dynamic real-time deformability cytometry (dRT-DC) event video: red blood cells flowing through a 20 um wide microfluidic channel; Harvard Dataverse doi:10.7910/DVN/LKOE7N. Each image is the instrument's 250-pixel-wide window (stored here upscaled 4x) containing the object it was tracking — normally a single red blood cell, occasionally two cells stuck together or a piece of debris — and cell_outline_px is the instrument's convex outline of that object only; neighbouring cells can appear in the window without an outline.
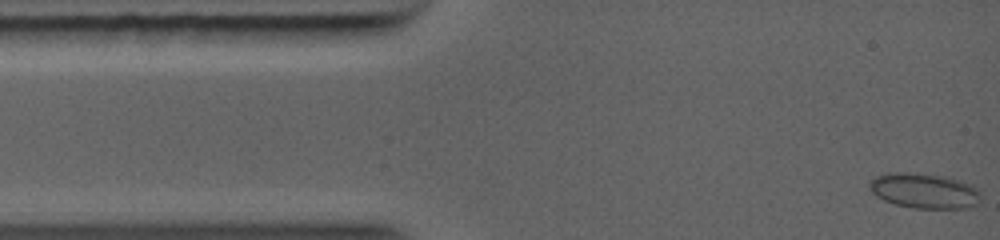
{"species": "common noctule bat (a hibernating species)", "species_latin": "Nyctalus noctula", "temperature_condition": "warm", "stored_images_in_passage": 35, "camera_frame_rate_fps": 5000, "um_per_image_px": 0.085, "animal": {"sex": "female", "body_mass_g": 19.0, "forearm_length_mm": 56.7}, "frame": {"image": 1, "passage_image": 1, "time_ms": 0.0, "image_size_px": [1000, 240], "cell_outline_px": [[972, 192], [920, 204], [900, 204], [888, 200], [880, 196], [872, 188], [872, 180], [880, 176], [924, 176], [944, 180], [960, 184], [968, 188]], "centroid_in_image_um": [77.87, 16.07], "position_along_channel_um": 7.1, "area_um2": 14.68}}
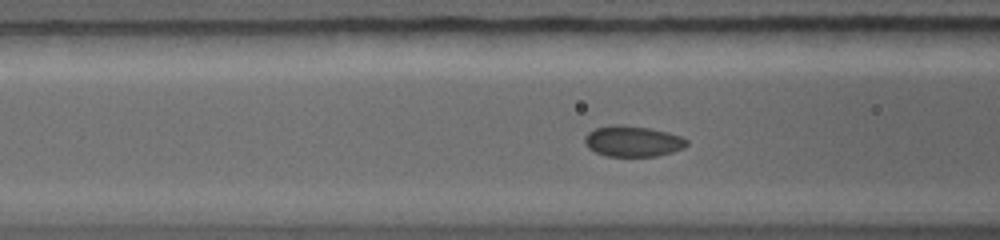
{"frame": {"image": 2, "passage_image": 25, "time_ms": 3.8, "image_size_px": [1000, 240], "cell_outline_px": [[684, 144], [680, 148], [668, 152], [652, 156], [608, 156], [596, 152], [588, 144], [588, 136], [596, 128], [648, 128], [664, 132], [676, 136], [684, 140]], "centroid_in_image_um": [53.79, 12.06], "position_along_channel_um": 112.8, "area_um2": 16.18}}
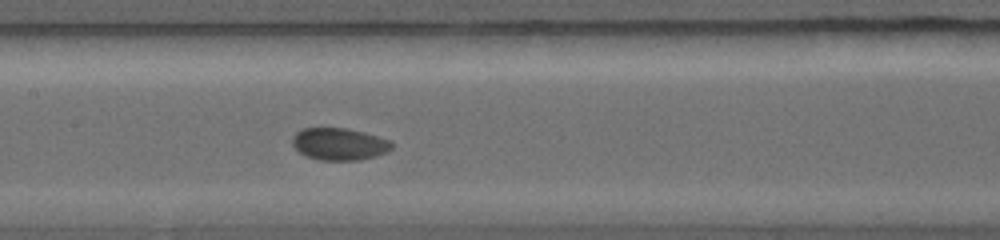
{"frame": {"image": 3, "passage_image": 34, "time_ms": 5.2, "image_size_px": [1000, 240], "cell_outline_px": [[388, 148], [368, 156], [352, 160], [328, 160], [312, 156], [304, 152], [296, 144], [296, 132], [304, 128], [344, 128], [384, 140], [388, 144]], "centroid_in_image_um": [28.74, 12.21], "position_along_channel_um": 178.7, "area_um2": 16.36}}